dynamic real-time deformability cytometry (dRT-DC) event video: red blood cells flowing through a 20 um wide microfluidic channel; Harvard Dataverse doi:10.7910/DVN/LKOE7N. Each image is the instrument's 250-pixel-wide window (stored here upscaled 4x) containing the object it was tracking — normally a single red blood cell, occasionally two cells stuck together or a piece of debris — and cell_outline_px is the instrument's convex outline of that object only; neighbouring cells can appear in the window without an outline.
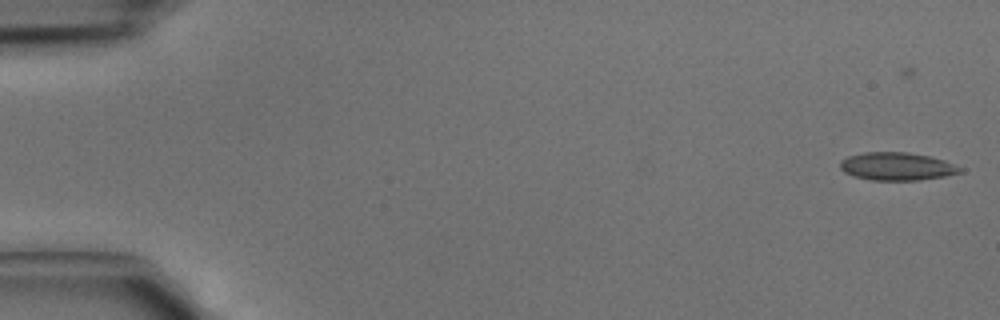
{"species": "common noctule bat (a hibernating species)", "species_latin": "Nyctalus noctula", "temperature_condition": "cold", "stored_images_in_passage": 5, "camera_frame_rate_fps": 3000, "um_per_image_px": 0.085, "animal": {"sex": "male", "body_mass_g": 15.6}, "frame": {"image": 1, "passage_image": 1, "time_ms": 0.0, "image_size_px": [1000, 320], "cell_outline_px": [[964, 172], [944, 176], [916, 180], [872, 180], [852, 176], [844, 172], [840, 168], [840, 160], [848, 156], [864, 152], [908, 152], [928, 156], [944, 160], [964, 168]], "centroid_in_image_um": [76.23, 14.14], "position_along_channel_um": 8.8, "area_um2": 19.59}}
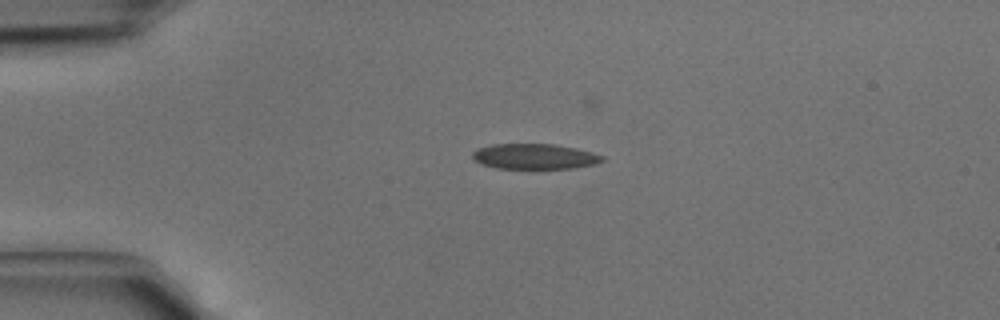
{"frame": {"image": 2, "passage_image": 3, "time_ms": 0.667, "image_size_px": [1000, 320], "cell_outline_px": [[604, 160], [596, 164], [572, 168], [496, 168], [480, 164], [472, 160], [472, 152], [476, 148], [492, 144], [556, 144], [576, 148], [592, 152], [604, 156]], "centroid_in_image_um": [45.4, 13.29], "position_along_channel_um": 39.6, "area_um2": 19.36}}
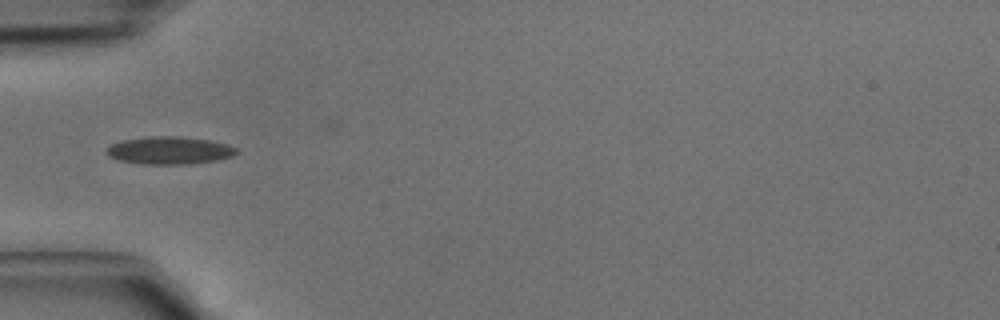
{"frame": {"image": 3, "passage_image": 4, "time_ms": 1.0, "image_size_px": [1000, 320], "cell_outline_px": [[240, 152], [232, 156], [216, 160], [188, 164], [144, 164], [116, 160], [108, 156], [104, 152], [112, 144], [120, 140], [148, 136], [180, 136], [208, 140], [228, 144], [236, 148]], "centroid_in_image_um": [14.38, 12.78], "position_along_channel_um": 70.6, "area_um2": 21.1}}